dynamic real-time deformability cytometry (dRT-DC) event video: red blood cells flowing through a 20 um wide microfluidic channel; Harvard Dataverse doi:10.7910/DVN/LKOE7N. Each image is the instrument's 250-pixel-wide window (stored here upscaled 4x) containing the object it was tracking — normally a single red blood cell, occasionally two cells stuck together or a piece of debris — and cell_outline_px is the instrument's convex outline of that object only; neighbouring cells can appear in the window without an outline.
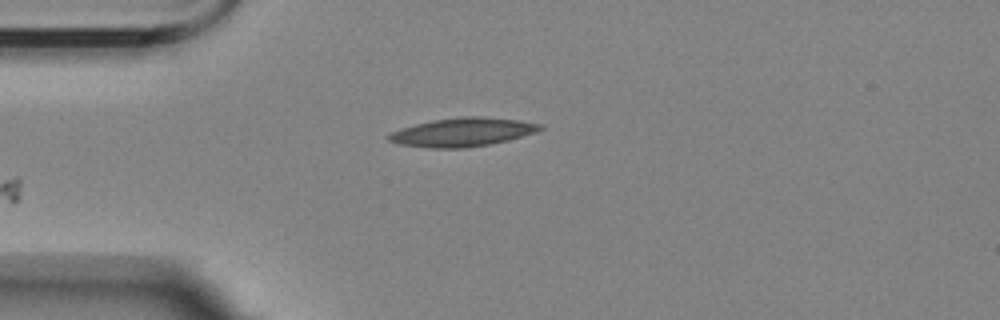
{"species": "Egyptian fruit bat (a non-hibernating species)", "species_latin": "Rousettus aegyptiacus", "temperature_condition": "room temperature", "stored_images_in_passage": 5, "camera_frame_rate_fps": 3000, "um_per_image_px": 0.085, "animal": {"sex": "female"}, "frame": {"image": 1, "passage_image": 5, "time_ms": 4.667, "image_size_px": [1000, 320], "cell_outline_px": [[544, 128], [536, 132], [508, 140], [488, 144], [464, 148], [428, 148], [400, 144], [388, 140], [388, 136], [392, 132], [400, 128], [432, 120], [460, 116], [484, 116], [520, 120], [540, 124]], "centroid_in_image_um": [39.32, 11.22], "position_along_channel_um": 45.7, "area_um2": 25.2}}